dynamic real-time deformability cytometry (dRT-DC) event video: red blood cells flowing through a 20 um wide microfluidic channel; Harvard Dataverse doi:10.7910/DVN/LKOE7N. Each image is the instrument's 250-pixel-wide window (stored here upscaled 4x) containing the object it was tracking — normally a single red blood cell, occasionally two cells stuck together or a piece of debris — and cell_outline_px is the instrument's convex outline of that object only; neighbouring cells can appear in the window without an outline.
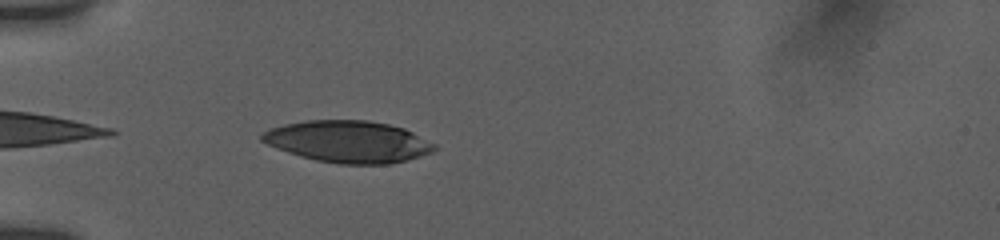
{"species": "human", "species_latin": "Homo sapiens", "temperature_condition": "room temperature", "stored_images_in_passage": 58, "camera_frame_rate_fps": 3000, "um_per_image_px": 0.085, "donor": {"sex": "female"}, "frame": {"image": 1, "passage_image": 5, "time_ms": 0.667, "image_size_px": [1000, 240], "cell_outline_px": [[436, 148], [432, 152], [420, 156], [388, 164], [340, 164], [316, 160], [300, 156], [276, 148], [260, 140], [260, 136], [268, 128], [284, 124], [304, 120], [368, 120], [388, 124], [404, 128], [436, 144]], "centroid_in_image_um": [29.57, 12.03], "position_along_channel_um": 55.4, "area_um2": 41.96}}
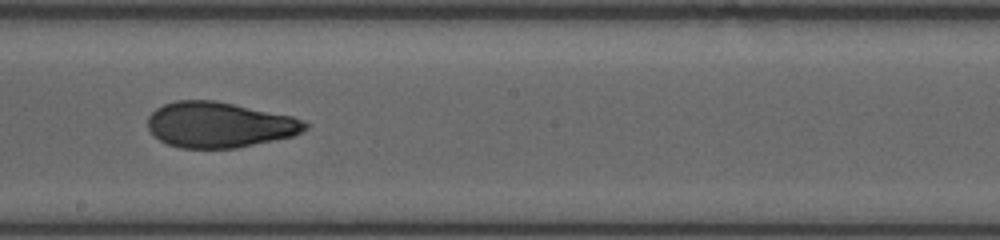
{"frame": {"image": 2, "passage_image": 30, "time_ms": 5.667, "image_size_px": [1000, 240], "cell_outline_px": [[308, 128], [292, 136], [236, 148], [180, 148], [168, 144], [160, 140], [148, 128], [148, 116], [156, 108], [164, 104], [176, 100], [216, 100], [292, 116], [304, 120], [308, 124]], "centroid_in_image_um": [18.64, 10.6], "position_along_channel_um": 229.6, "area_um2": 41.67}}
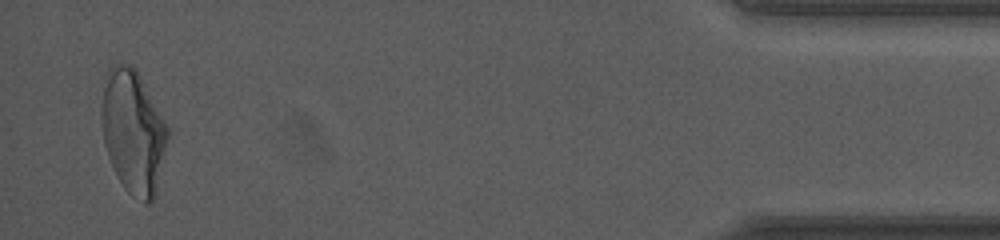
{"frame": {"image": 3, "passage_image": 58, "time_ms": 12.667, "image_size_px": [1000, 240], "cell_outline_px": [[168, 136], [156, 196], [148, 204], [144, 204], [132, 196], [124, 188], [116, 176], [108, 156], [104, 144], [100, 124], [100, 108], [104, 76], [108, 68], [112, 64], [128, 64], [136, 68], [164, 120], [168, 128]], "centroid_in_image_um": [11.28, 11.2], "position_along_channel_um": 423.9, "area_um2": 48.15}, "authors_computed_cell_mechanics": {"area_um2": 42.0495, "velocity_mm_per_s": 3.7844, "shape_relaxation_time_tau1_ms": 9.9785, "shape_relaxation_time_tau2_ms": 1.5349, "deformation_change_tau1": 0.2761, "deformation_change_tau2": 0.0773}}